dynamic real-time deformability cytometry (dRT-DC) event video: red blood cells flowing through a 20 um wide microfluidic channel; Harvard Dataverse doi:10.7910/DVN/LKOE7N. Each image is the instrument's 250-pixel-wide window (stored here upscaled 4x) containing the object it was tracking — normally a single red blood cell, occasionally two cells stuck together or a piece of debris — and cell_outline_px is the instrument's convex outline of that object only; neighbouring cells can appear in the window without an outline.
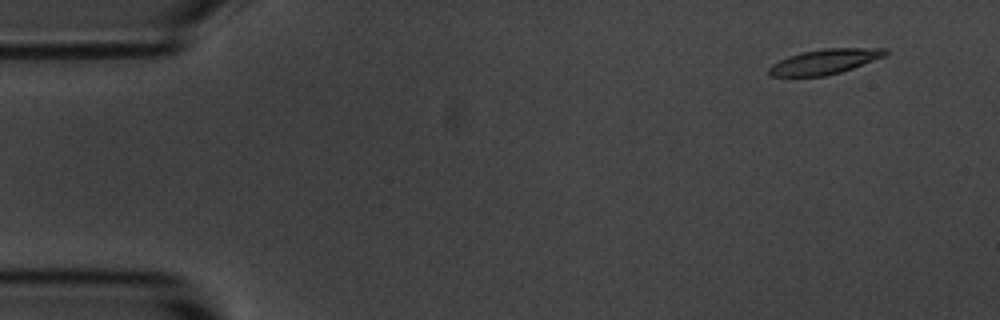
{"species": "common noctule bat (a hibernating species)", "species_latin": "Nyctalus noctula", "temperature_condition": "room temperature", "stored_images_in_passage": 55, "camera_frame_rate_fps": 3000, "um_per_image_px": 0.085, "animal": {"sex": "male", "body_mass_g": 20.1, "forearm_length_mm": 53.5}, "frame": {"image": 1, "passage_image": 4, "time_ms": 1.0, "image_size_px": [1000, 320], "cell_outline_px": [[888, 52], [884, 56], [852, 68], [840, 72], [824, 76], [772, 76], [768, 72], [768, 68], [772, 64], [788, 56], [800, 52], [824, 48], [888, 48]], "centroid_in_image_um": [70.08, 5.22], "position_along_channel_um": 14.9, "area_um2": 16.82}}
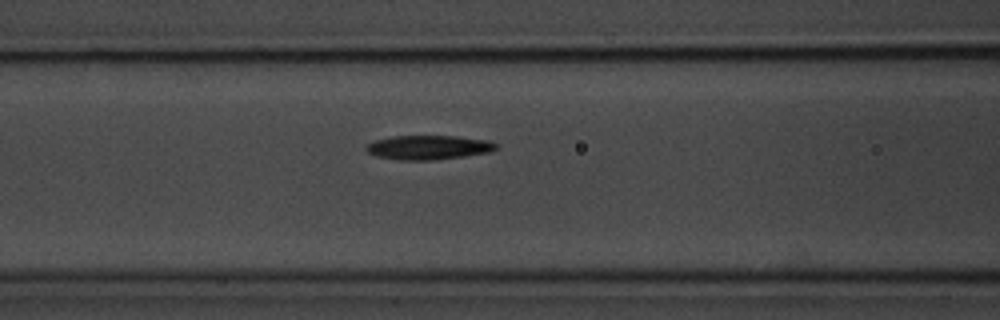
{"frame": {"image": 2, "passage_image": 22, "time_ms": 7.0, "image_size_px": [1000, 320], "cell_outline_px": [[496, 148], [492, 152], [464, 156], [428, 160], [400, 160], [376, 156], [368, 152], [364, 148], [368, 144], [376, 140], [392, 136], [456, 136], [488, 140], [496, 144]], "centroid_in_image_um": [36.42, 12.53], "position_along_channel_um": 130.2, "area_um2": 18.21}}
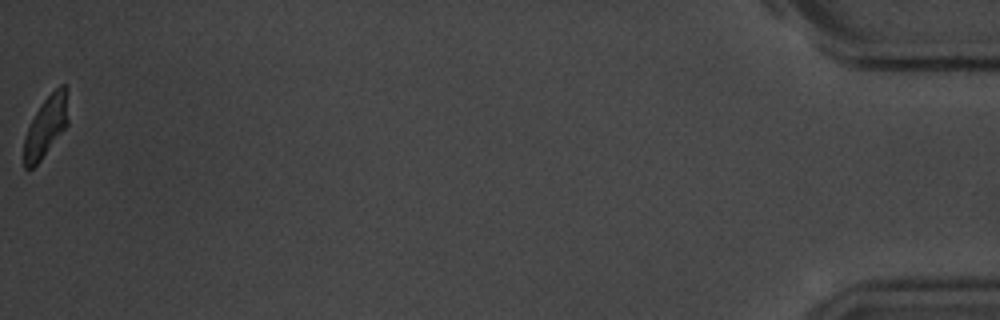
{"frame": {"image": 3, "passage_image": 55, "time_ms": 18.0, "image_size_px": [1000, 320], "cell_outline_px": [[68, 124], [40, 160], [32, 168], [24, 168], [24, 136], [36, 112], [44, 100], [60, 84], [68, 84]], "centroid_in_image_um": [3.94, 10.69], "position_along_channel_um": 431.3, "area_um2": 15.55}, "authors_computed_cell_mechanics": {"area_um2": 18.0336, "velocity_mm_per_s": 3.639, "shape_relaxation_time_tau1_ms": 3.8622, "shape_relaxation_time_tau2_ms": 6.1463, "deformation_change_tau1": 0.1669, "deformation_change_tau2": 0.1442}}